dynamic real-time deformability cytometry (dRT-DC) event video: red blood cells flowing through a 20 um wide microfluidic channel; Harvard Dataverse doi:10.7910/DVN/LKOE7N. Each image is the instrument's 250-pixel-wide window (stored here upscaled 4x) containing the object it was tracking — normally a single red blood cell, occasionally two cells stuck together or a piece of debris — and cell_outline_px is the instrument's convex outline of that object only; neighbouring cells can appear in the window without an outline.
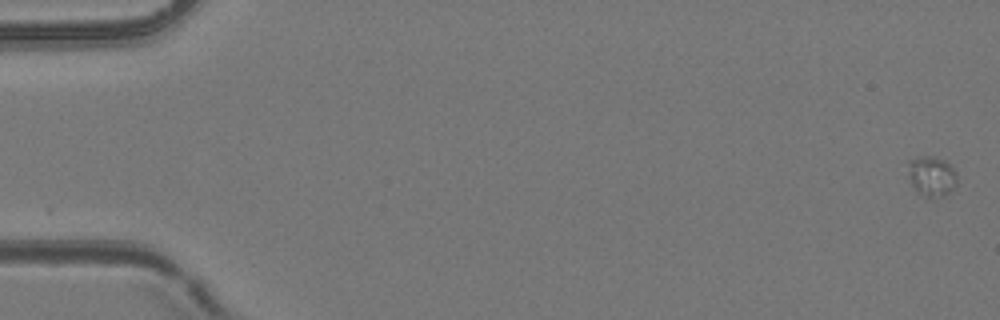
{"species": "common noctule bat (a hibernating species)", "species_latin": "Nyctalus noctula", "temperature_condition": "room temperature", "stored_images_in_passage": 6, "camera_frame_rate_fps": 3000, "um_per_image_px": 0.085, "animal": {"sex": "female", "body_mass_g": 24.6, "forearm_length_mm": 56.2}, "frame": {"image": 1, "passage_image": 1, "time_ms": 0.0, "image_size_px": [1000, 320], "cell_outline_px": [[956, 184], [944, 196], [920, 196], [916, 192], [908, 176], [908, 160], [916, 156], [936, 156], [944, 160], [956, 172]], "centroid_in_image_um": [79.14, 14.95], "position_along_channel_um": 5.9, "area_um2": 11.5}}